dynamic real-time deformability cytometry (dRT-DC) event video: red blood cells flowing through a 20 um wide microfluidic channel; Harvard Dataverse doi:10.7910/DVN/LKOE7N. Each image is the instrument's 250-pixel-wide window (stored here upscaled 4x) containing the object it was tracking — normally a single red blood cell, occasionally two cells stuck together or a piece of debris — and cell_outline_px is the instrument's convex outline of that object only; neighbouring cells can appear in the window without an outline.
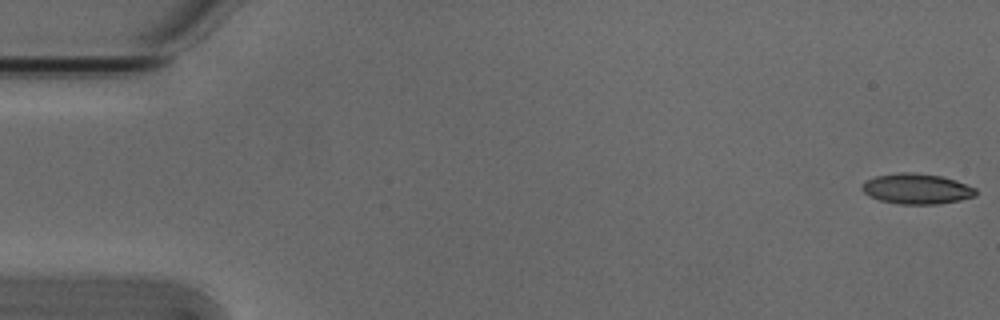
{"species": "Egyptian fruit bat (a non-hibernating species)", "species_latin": "Rousettus aegyptiacus", "temperature_condition": "cold", "stored_images_in_passage": 5, "camera_frame_rate_fps": 3000, "um_per_image_px": 0.085, "animal": {"sex": "male"}, "frame": {"image": 1, "passage_image": 1, "time_ms": 0.0, "image_size_px": [1000, 320], "cell_outline_px": [[976, 196], [960, 200], [940, 204], [900, 204], [880, 200], [868, 196], [860, 188], [864, 180], [876, 176], [900, 172], [912, 172], [940, 176], [956, 180], [976, 188]], "centroid_in_image_um": [77.9, 16.05], "position_along_channel_um": 7.1, "area_um2": 20.29}}
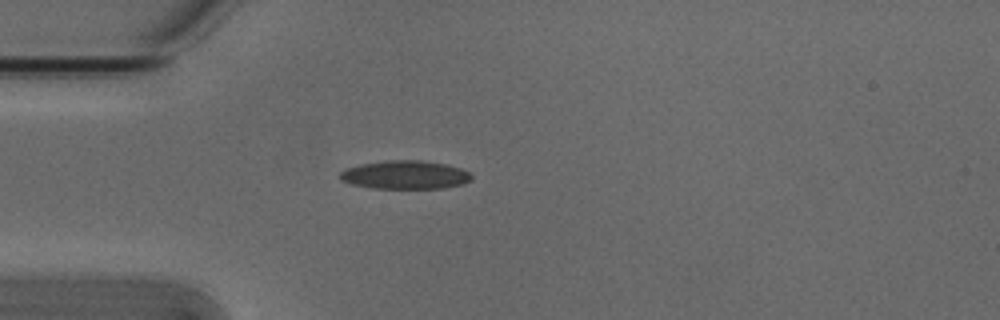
{"frame": {"image": 2, "passage_image": 5, "time_ms": 1.333, "image_size_px": [1000, 320], "cell_outline_px": [[472, 180], [464, 184], [444, 188], [372, 188], [352, 184], [340, 180], [336, 176], [344, 168], [360, 164], [384, 160], [420, 160], [448, 164], [460, 168], [468, 172], [472, 176]], "centroid_in_image_um": [34.4, 14.85], "position_along_channel_um": 50.6, "area_um2": 22.14}}